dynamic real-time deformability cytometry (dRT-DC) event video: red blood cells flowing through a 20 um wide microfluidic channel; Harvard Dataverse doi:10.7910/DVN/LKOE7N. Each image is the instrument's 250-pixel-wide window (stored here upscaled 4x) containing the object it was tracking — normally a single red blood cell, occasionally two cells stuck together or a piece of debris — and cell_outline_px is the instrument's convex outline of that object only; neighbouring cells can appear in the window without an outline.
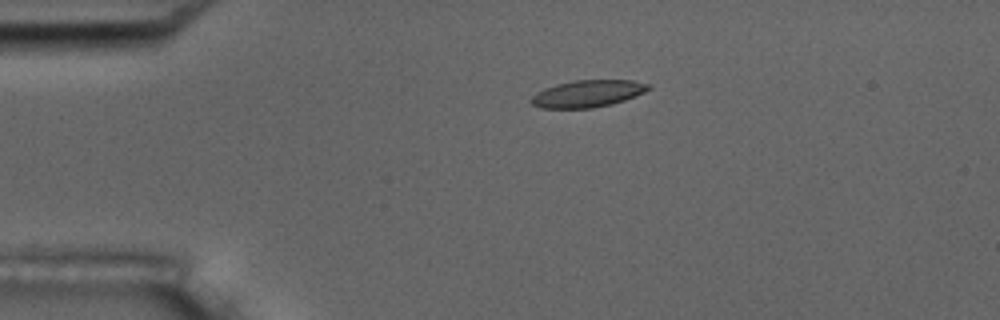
{"species": "common noctule bat (a hibernating species)", "species_latin": "Nyctalus noctula", "temperature_condition": "room temperature", "stored_images_in_passage": 4, "camera_frame_rate_fps": 3000, "um_per_image_px": 0.085, "animal": {"sex": "male", "body_mass_g": 17.5, "forearm_length_mm": 52.3}, "frame": {"image": 1, "passage_image": 4, "time_ms": 3.667, "image_size_px": [1000, 320], "cell_outline_px": [[652, 88], [644, 92], [624, 100], [612, 104], [592, 108], [540, 108], [532, 104], [532, 96], [536, 92], [544, 88], [556, 84], [572, 80], [632, 80], [648, 84]], "centroid_in_image_um": [49.94, 7.95], "position_along_channel_um": 35.1, "area_um2": 18.44}}